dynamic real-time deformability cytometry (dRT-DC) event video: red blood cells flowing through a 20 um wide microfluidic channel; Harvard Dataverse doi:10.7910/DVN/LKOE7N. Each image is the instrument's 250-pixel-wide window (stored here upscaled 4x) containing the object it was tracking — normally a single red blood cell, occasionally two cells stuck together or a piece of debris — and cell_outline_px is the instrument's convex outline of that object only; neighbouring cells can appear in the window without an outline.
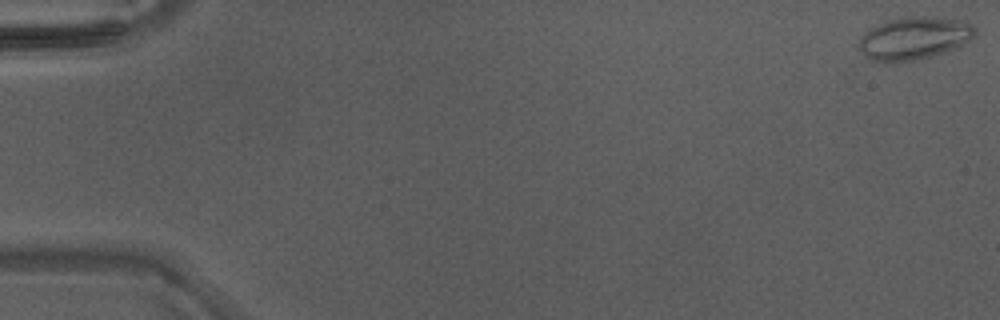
{"species": "Egyptian fruit bat (a non-hibernating species)", "species_latin": "Rousettus aegyptiacus", "temperature_condition": "warm", "stored_images_in_passage": 36, "camera_frame_rate_fps": 3000, "um_per_image_px": 0.085, "animal": {"sex": "male"}, "frame": {"image": 1, "passage_image": 1, "time_ms": 0.0, "image_size_px": [1000, 320], "cell_outline_px": [[976, 32], [964, 44], [944, 52], [912, 60], [872, 60], [856, 44], [864, 32], [888, 20], [912, 16], [960, 20], [972, 24], [976, 28]], "centroid_in_image_um": [77.71, 3.22], "position_along_channel_um": 7.3, "area_um2": 27.8}}
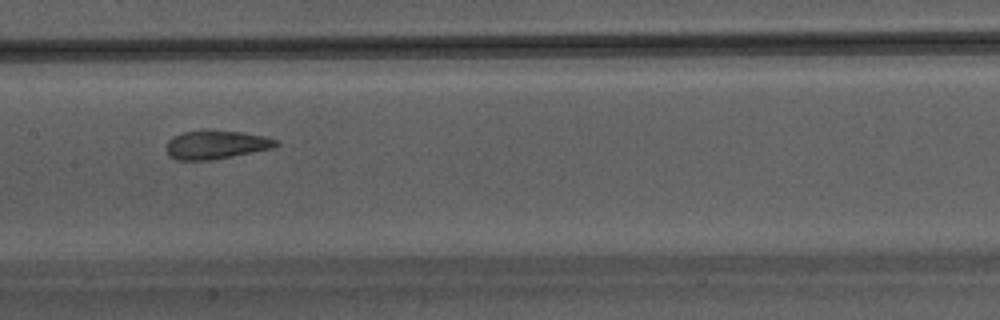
{"frame": {"image": 2, "passage_image": 24, "time_ms": 7.667, "image_size_px": [1000, 320], "cell_outline_px": [[280, 144], [272, 148], [232, 156], [208, 160], [176, 160], [168, 152], [168, 140], [184, 132], [208, 128], [240, 132], [264, 136], [276, 140]], "centroid_in_image_um": [18.38, 12.27], "position_along_channel_um": 189.0, "area_um2": 18.15}}
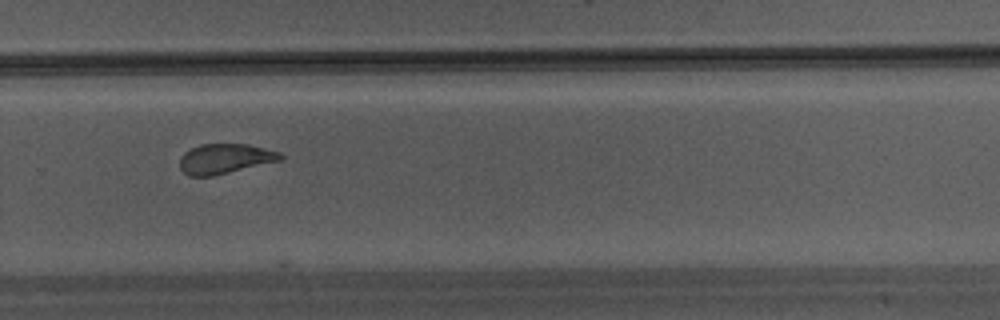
{"frame": {"image": 3, "passage_image": 32, "time_ms": 10.333, "image_size_px": [1000, 320], "cell_outline_px": [[284, 156], [280, 160], [212, 176], [188, 176], [180, 168], [180, 156], [184, 152], [200, 144], [248, 144], [280, 152]], "centroid_in_image_um": [19.09, 13.48], "position_along_channel_um": 310.7, "area_um2": 17.4}}